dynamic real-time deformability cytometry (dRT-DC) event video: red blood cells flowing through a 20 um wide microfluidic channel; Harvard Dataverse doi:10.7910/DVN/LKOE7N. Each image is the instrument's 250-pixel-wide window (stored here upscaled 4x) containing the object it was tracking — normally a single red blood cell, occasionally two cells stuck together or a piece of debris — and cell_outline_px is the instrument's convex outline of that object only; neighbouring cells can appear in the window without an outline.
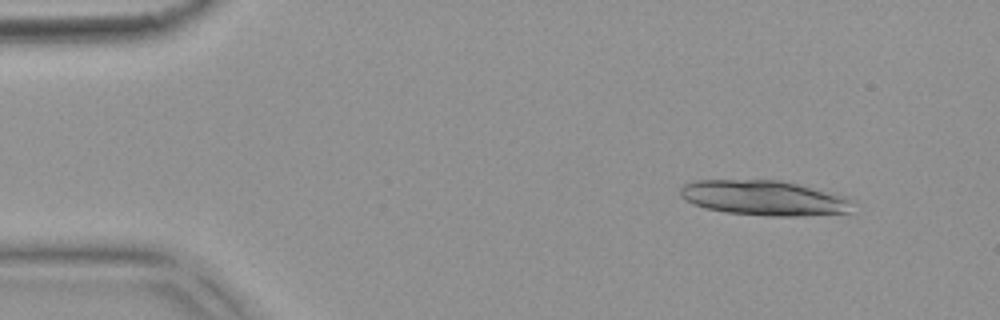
{"species": "common noctule bat (a hibernating species)", "species_latin": "Nyctalus noctula", "temperature_condition": "warm", "stored_images_in_passage": 6, "camera_frame_rate_fps": 3000, "um_per_image_px": 0.085, "animal": {"sex": "female", "body_mass_g": 18.4}, "frame": {"image": 1, "passage_image": 2, "time_ms": 0.333, "image_size_px": [1000, 320], "cell_outline_px": [[848, 212], [804, 216], [764, 216], [724, 212], [704, 208], [692, 204], [684, 200], [680, 196], [680, 188], [684, 184], [692, 180], [780, 180], [844, 196], [848, 200]], "centroid_in_image_um": [64.8, 16.83], "position_along_channel_um": 20.2, "area_um2": 34.91}}